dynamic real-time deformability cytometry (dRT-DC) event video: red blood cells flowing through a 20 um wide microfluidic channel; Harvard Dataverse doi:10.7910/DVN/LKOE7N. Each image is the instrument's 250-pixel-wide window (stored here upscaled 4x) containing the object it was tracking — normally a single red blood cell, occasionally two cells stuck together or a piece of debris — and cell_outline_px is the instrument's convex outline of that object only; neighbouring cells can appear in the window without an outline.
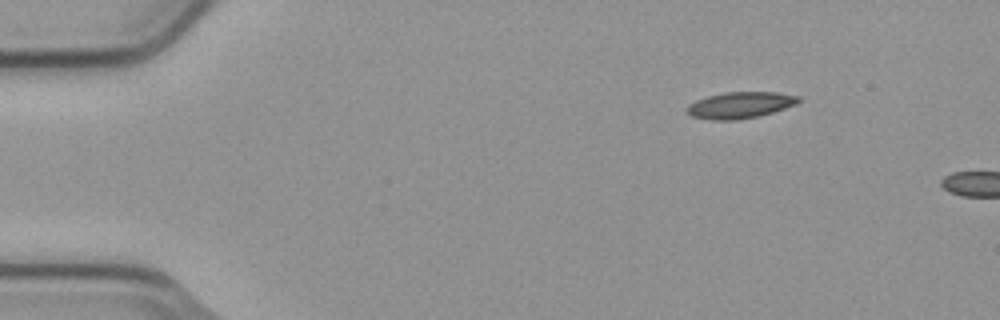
{"species": "common noctule bat (a hibernating species)", "species_latin": "Nyctalus noctula", "temperature_condition": "cold", "stored_images_in_passage": 2, "camera_frame_rate_fps": 3000, "um_per_image_px": 0.085, "animal": {"sex": "male", "body_mass_g": 23.1, "forearm_length_mm": 52.7}, "frame": {"image": 1, "passage_image": 1, "time_ms": 0.0, "image_size_px": [1000, 320], "cell_outline_px": [[800, 100], [796, 104], [772, 112], [756, 116], [736, 120], [712, 120], [692, 116], [684, 108], [688, 104], [696, 100], [708, 96], [724, 92], [776, 92], [800, 96]], "centroid_in_image_um": [62.88, 8.92], "position_along_channel_um": 22.1, "area_um2": 17.05}}